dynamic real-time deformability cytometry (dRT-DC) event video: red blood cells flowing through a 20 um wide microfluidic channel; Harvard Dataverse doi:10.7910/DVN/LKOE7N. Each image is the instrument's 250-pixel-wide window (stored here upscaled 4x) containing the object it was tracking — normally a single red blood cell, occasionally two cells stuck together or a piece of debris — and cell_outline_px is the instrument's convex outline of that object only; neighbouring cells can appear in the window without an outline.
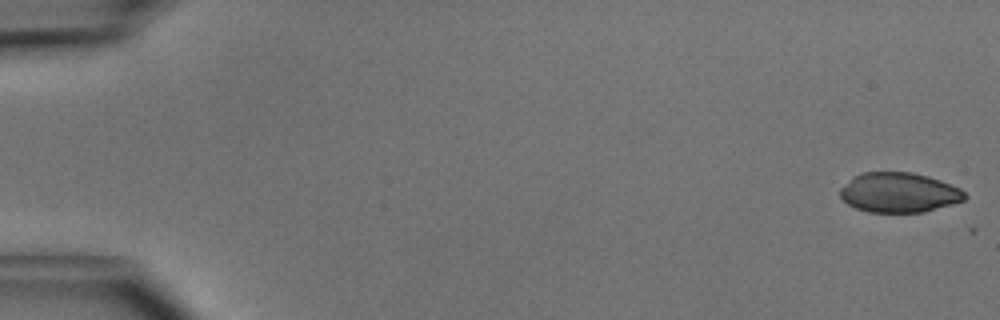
{"species": "common noctule bat (a hibernating species)", "species_latin": "Nyctalus noctula", "temperature_condition": "cold", "stored_images_in_passage": 3, "camera_frame_rate_fps": 3000, "um_per_image_px": 0.085, "animal": {"sex": "male", "body_mass_g": 15.6}, "frame": {"image": 1, "passage_image": 1, "time_ms": 0.0, "image_size_px": [1000, 320], "cell_outline_px": [[968, 196], [964, 200], [952, 204], [924, 212], [868, 212], [856, 208], [848, 204], [840, 196], [840, 188], [852, 176], [864, 172], [912, 172], [928, 176], [940, 180], [960, 188]], "centroid_in_image_um": [76.41, 16.36], "position_along_channel_um": 8.6, "area_um2": 29.02}}